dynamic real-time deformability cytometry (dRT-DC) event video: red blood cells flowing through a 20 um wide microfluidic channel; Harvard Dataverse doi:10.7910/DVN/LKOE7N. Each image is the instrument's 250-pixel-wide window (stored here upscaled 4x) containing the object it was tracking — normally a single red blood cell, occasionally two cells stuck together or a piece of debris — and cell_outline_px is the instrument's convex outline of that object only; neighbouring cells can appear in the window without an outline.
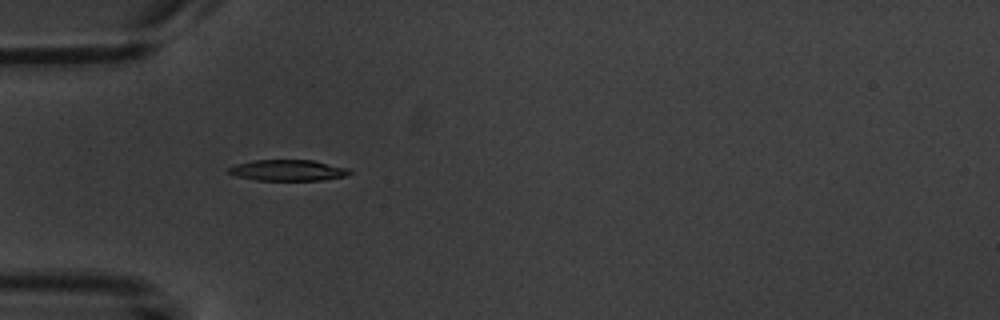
{"species": "common noctule bat (a hibernating species)", "species_latin": "Nyctalus noctula", "temperature_condition": "warm", "stored_images_in_passage": 7, "camera_frame_rate_fps": 3000, "um_per_image_px": 0.085, "animal": {"sex": "male", "body_mass_g": 20.1, "forearm_length_mm": 53.5}, "frame": {"image": 1, "passage_image": 6, "time_ms": 5.667, "image_size_px": [1000, 320], "cell_outline_px": [[352, 172], [348, 176], [320, 180], [256, 180], [236, 176], [228, 172], [228, 168], [236, 164], [256, 160], [312, 160], [348, 168]], "centroid_in_image_um": [24.49, 14.48], "position_along_channel_um": 60.5, "area_um2": 14.74}}
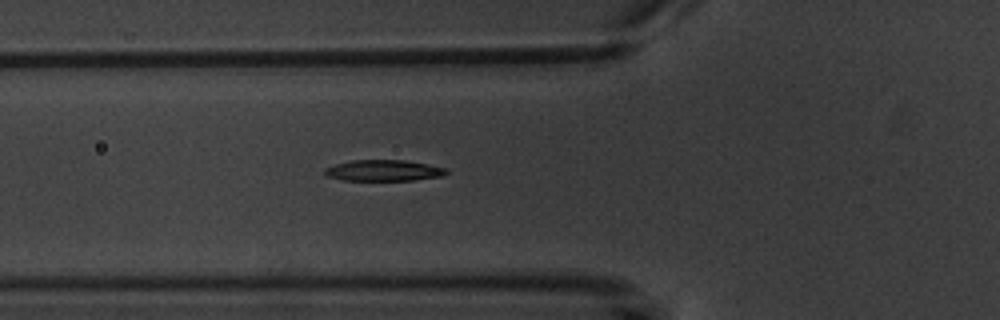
{"frame": {"image": 2, "passage_image": 7, "time_ms": 6.667, "image_size_px": [1000, 320], "cell_outline_px": [[448, 172], [440, 176], [412, 180], [344, 180], [328, 176], [324, 172], [324, 168], [336, 164], [352, 160], [404, 160], [428, 164], [448, 168]], "centroid_in_image_um": [32.62, 14.48], "position_along_channel_um": 93.2, "area_um2": 14.8}}